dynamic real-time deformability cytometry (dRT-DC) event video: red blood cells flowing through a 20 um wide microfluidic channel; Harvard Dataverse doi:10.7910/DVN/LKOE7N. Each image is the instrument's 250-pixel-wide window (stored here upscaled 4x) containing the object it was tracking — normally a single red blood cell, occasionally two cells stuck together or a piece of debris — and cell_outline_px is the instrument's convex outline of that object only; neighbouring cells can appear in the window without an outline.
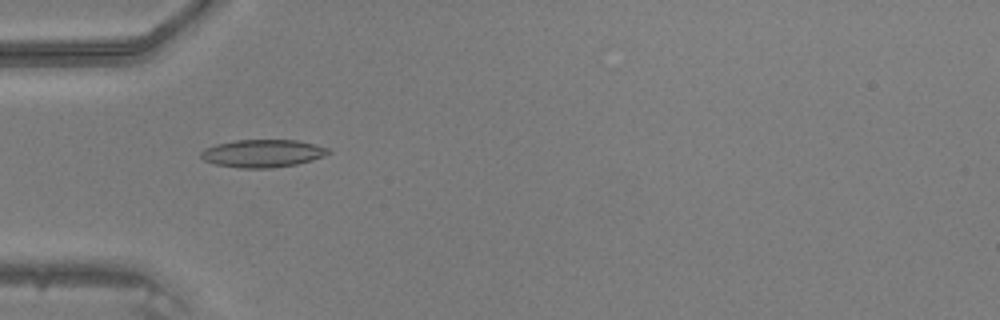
{"species": "common noctule bat (a hibernating species)", "species_latin": "Nyctalus noctula", "temperature_condition": "warm", "stored_images_in_passage": 34, "camera_frame_rate_fps": 3000, "um_per_image_px": 0.085, "animal": {"sex": "male", "body_mass_g": 20.5, "forearm_length_mm": 52.5}, "frame": {"image": 1, "passage_image": 2, "time_ms": 0.333, "image_size_px": [1000, 320], "cell_outline_px": [[332, 152], [324, 156], [312, 160], [296, 164], [272, 168], [240, 168], [216, 164], [204, 160], [200, 156], [200, 152], [204, 148], [216, 144], [236, 140], [296, 140], [328, 148]], "centroid_in_image_um": [22.31, 13.04], "position_along_channel_um": 62.7, "area_um2": 20.52}}
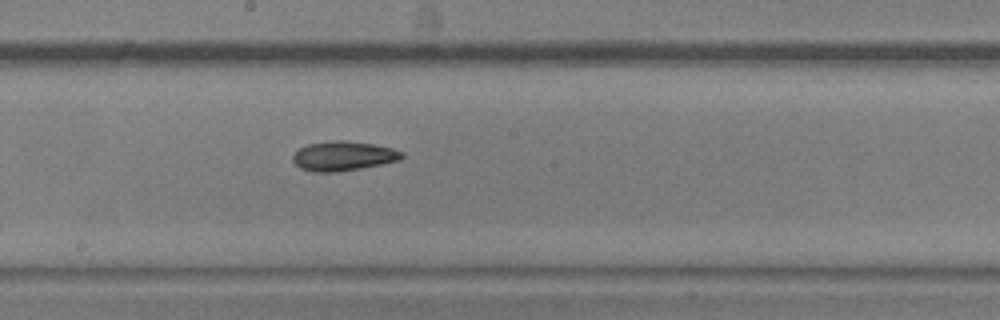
{"frame": {"image": 2, "passage_image": 13, "time_ms": 4.0, "image_size_px": [1000, 320], "cell_outline_px": [[404, 156], [400, 160], [340, 172], [312, 172], [300, 168], [292, 160], [292, 156], [300, 148], [308, 144], [336, 140], [344, 140], [372, 144], [392, 148], [404, 152]], "centroid_in_image_um": [29.17, 13.26], "position_along_channel_um": 219.0, "area_um2": 18.67}}
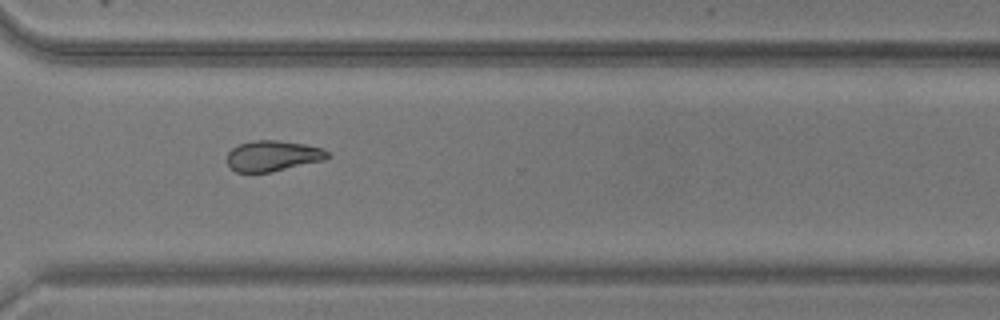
{"frame": {"image": 3, "passage_image": 22, "time_ms": 7.0, "image_size_px": [1000, 320], "cell_outline_px": [[332, 156], [324, 160], [272, 172], [236, 172], [228, 164], [228, 152], [232, 148], [240, 144], [256, 140], [276, 140], [304, 144], [324, 148]], "centroid_in_image_um": [23.23, 13.25], "position_along_channel_um": 347.4, "area_um2": 17.92}}